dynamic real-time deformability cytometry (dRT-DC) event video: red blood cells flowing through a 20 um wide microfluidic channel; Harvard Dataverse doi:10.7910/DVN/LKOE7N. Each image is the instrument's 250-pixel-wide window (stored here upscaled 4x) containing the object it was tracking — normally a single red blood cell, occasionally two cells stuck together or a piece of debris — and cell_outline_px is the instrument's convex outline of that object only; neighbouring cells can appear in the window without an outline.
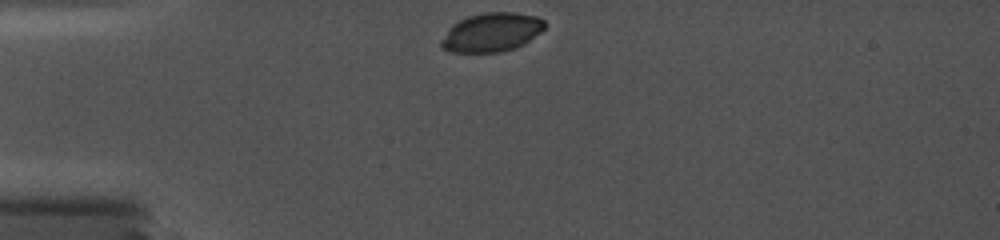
{"species": "common noctule bat (a hibernating species)", "species_latin": "Nyctalus noctula", "temperature_condition": "cold", "stored_images_in_passage": 6, "camera_frame_rate_fps": 5000, "um_per_image_px": 0.085, "animal": {"sex": "female", "body_mass_g": 19.0, "forearm_length_mm": 56.7}, "frame": {"image": 1, "passage_image": 1, "time_ms": 0.0, "image_size_px": [1000, 240], "cell_outline_px": [[548, 24], [540, 32], [524, 44], [500, 52], [452, 52], [440, 48], [440, 40], [448, 28], [452, 24], [468, 16], [484, 12], [512, 12], [536, 16], [544, 20]], "centroid_in_image_um": [41.76, 2.74], "position_along_channel_um": 43.2, "area_um2": 23.52}}